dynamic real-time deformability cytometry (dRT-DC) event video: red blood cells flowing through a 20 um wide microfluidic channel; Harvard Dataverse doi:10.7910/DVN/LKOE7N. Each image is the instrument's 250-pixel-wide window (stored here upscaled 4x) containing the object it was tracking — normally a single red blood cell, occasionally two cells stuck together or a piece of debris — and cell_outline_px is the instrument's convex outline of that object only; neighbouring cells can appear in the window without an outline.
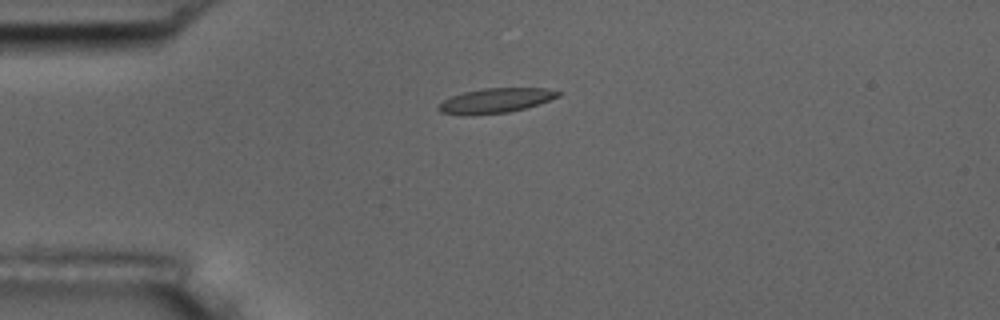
{"species": "common noctule bat (a hibernating species)", "species_latin": "Nyctalus noctula", "temperature_condition": "room temperature", "stored_images_in_passage": 6, "camera_frame_rate_fps": 3000, "um_per_image_px": 0.085, "animal": {"sex": "male", "body_mass_g": 17.5, "forearm_length_mm": 52.3}, "frame": {"image": 1, "passage_image": 1, "time_ms": 0.0, "image_size_px": [1000, 320], "cell_outline_px": [[564, 92], [560, 96], [524, 108], [508, 112], [440, 112], [436, 108], [444, 100], [452, 96], [464, 92], [484, 88], [544, 88]], "centroid_in_image_um": [42.23, 8.48], "position_along_channel_um": 42.8, "area_um2": 16.18}}
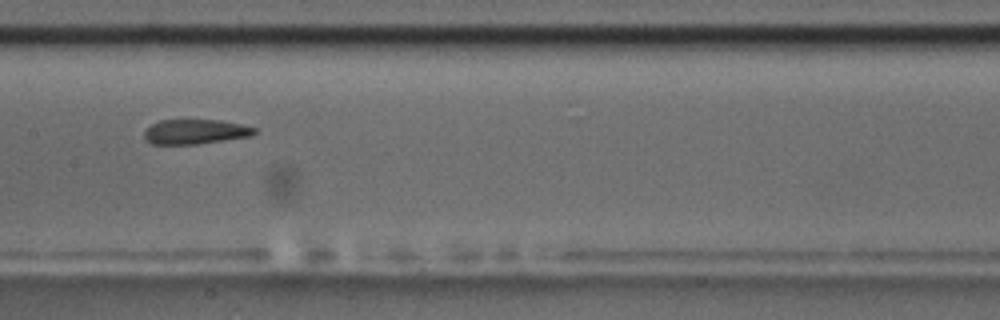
{"frame": {"image": 2, "passage_image": 5, "time_ms": 4.667, "image_size_px": [1000, 320], "cell_outline_px": [[256, 132], [252, 136], [196, 144], [152, 144], [144, 136], [144, 132], [152, 124], [160, 120], [220, 120], [240, 124], [256, 128]], "centroid_in_image_um": [16.61, 11.19], "position_along_channel_um": 190.8, "area_um2": 15.72}}
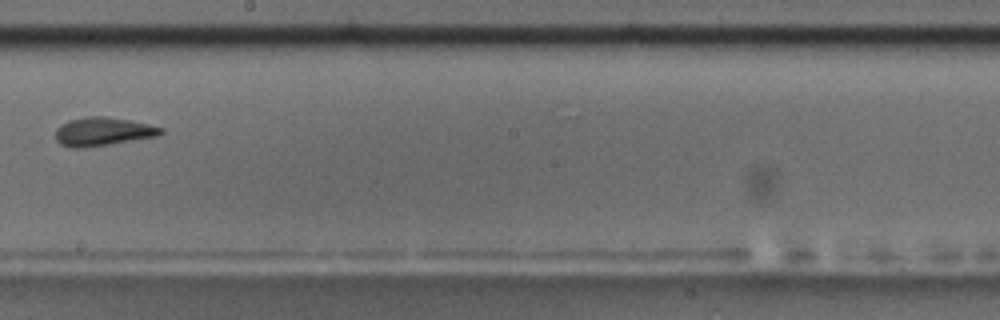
{"frame": {"image": 3, "passage_image": 6, "time_ms": 6.0, "image_size_px": [1000, 320], "cell_outline_px": [[164, 132], [160, 136], [112, 144], [84, 148], [72, 148], [60, 144], [56, 140], [56, 128], [60, 124], [68, 120], [84, 116], [108, 116], [148, 124], [164, 128]], "centroid_in_image_um": [8.75, 11.18], "position_along_channel_um": 239.5, "area_um2": 17.86}}